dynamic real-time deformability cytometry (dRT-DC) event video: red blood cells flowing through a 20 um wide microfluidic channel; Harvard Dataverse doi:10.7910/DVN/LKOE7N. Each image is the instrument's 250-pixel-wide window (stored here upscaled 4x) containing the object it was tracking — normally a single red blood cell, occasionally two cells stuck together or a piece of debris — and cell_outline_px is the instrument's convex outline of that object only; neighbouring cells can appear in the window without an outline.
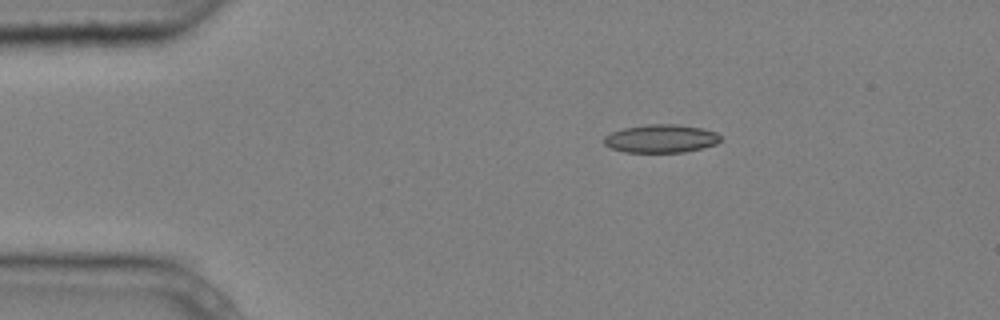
{"species": "common noctule bat (a hibernating species)", "species_latin": "Nyctalus noctula", "temperature_condition": "cold", "stored_images_in_passage": 3, "camera_frame_rate_fps": 3000, "um_per_image_px": 0.085, "animal": {"sex": "male", "body_mass_g": 20.4}, "frame": {"image": 1, "passage_image": 1, "time_ms": 0.0, "image_size_px": [1000, 320], "cell_outline_px": [[720, 140], [716, 144], [684, 152], [624, 152], [612, 148], [604, 144], [604, 136], [612, 132], [624, 128], [648, 124], [676, 124], [700, 128], [716, 132], [720, 136]], "centroid_in_image_um": [56.16, 11.78], "position_along_channel_um": 28.8, "area_um2": 18.96}}
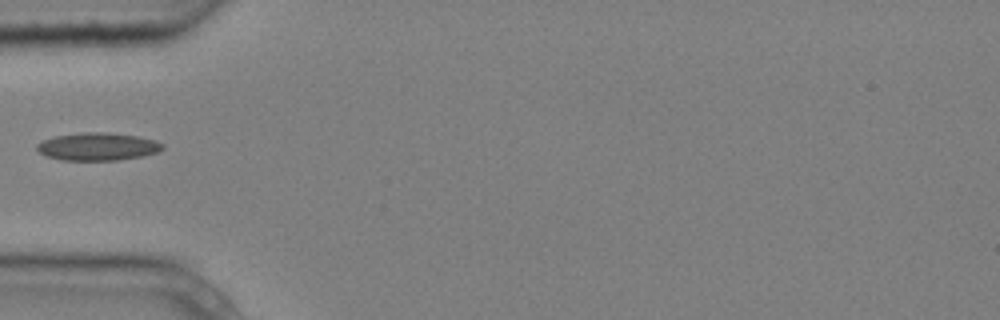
{"frame": {"image": 2, "passage_image": 3, "time_ms": 0.667, "image_size_px": [1000, 320], "cell_outline_px": [[164, 148], [160, 152], [144, 156], [116, 160], [60, 160], [48, 156], [40, 152], [36, 148], [36, 144], [52, 136], [80, 132], [108, 132], [136, 136], [156, 140], [164, 144]], "centroid_in_image_um": [8.33, 12.45], "position_along_channel_um": 76.7, "area_um2": 20.52}}